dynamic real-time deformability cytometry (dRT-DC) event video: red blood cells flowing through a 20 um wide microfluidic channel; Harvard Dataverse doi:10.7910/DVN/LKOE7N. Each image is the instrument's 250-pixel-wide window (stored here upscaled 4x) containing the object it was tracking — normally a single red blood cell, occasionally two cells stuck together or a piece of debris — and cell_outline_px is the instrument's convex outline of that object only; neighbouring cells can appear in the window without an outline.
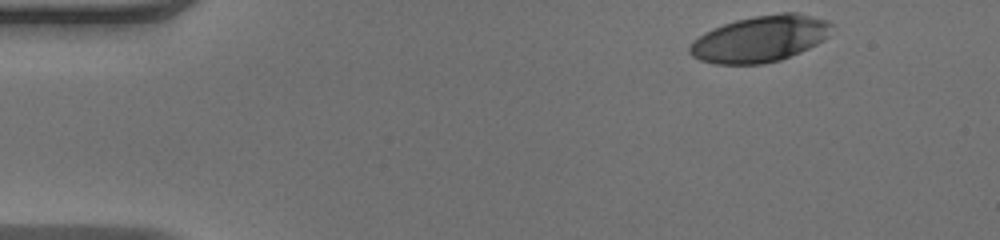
{"species": "human", "species_latin": "Homo sapiens", "temperature_condition": "warm", "stored_images_in_passage": 38, "camera_frame_rate_fps": 3000, "um_per_image_px": 0.085, "donor": {"sex": "male"}, "frame": {"image": 1, "passage_image": 1, "time_ms": 0.0, "image_size_px": [1000, 240], "cell_outline_px": [[832, 24], [828, 36], [824, 40], [800, 52], [780, 60], [764, 64], [716, 64], [700, 60], [692, 56], [688, 52], [688, 48], [692, 40], [704, 32], [712, 28], [736, 20], [756, 16], [780, 12], [796, 12], [828, 20]], "centroid_in_image_um": [64.59, 3.3], "position_along_channel_um": 20.4, "area_um2": 38.44}}
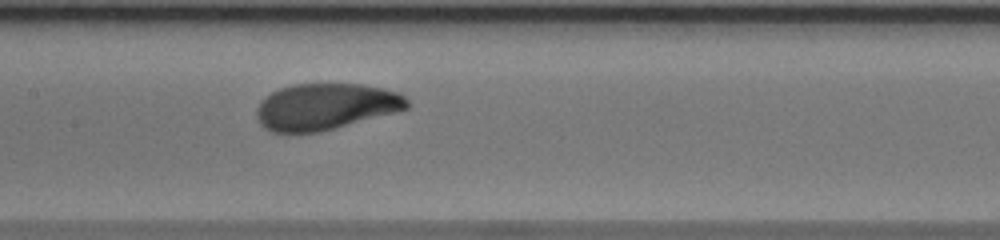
{"frame": {"image": 2, "passage_image": 20, "time_ms": 6.333, "image_size_px": [1000, 240], "cell_outline_px": [[408, 108], [396, 112], [336, 128], [320, 132], [272, 132], [264, 128], [260, 124], [256, 116], [256, 108], [260, 100], [272, 92], [280, 88], [292, 84], [364, 84], [384, 88], [400, 92], [408, 100]], "centroid_in_image_um": [27.67, 9.05], "position_along_channel_um": 179.7, "area_um2": 40.92}}
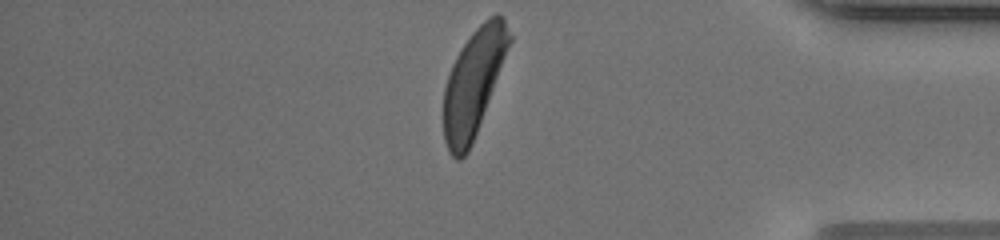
{"frame": {"image": 3, "passage_image": 38, "time_ms": 12.333, "image_size_px": [1000, 240], "cell_outline_px": [[512, 40], [472, 144], [468, 152], [460, 160], [456, 160], [448, 152], [444, 140], [444, 88], [452, 64], [456, 56], [472, 32], [488, 16], [496, 12], [500, 12], [504, 16], [512, 36]], "centroid_in_image_um": [40.26, 7.01], "position_along_channel_um": 394.9, "area_um2": 40.69}, "authors_computed_cell_mechanics": {"area_um2": 41.2403, "velocity_mm_per_s": 4.0433, "shape_relaxation_time_tau1_ms": 2.3535, "shape_relaxation_time_tau2_ms": null, "deformation_change_tau1": 0.1862, "deformation_change_tau2": null}}